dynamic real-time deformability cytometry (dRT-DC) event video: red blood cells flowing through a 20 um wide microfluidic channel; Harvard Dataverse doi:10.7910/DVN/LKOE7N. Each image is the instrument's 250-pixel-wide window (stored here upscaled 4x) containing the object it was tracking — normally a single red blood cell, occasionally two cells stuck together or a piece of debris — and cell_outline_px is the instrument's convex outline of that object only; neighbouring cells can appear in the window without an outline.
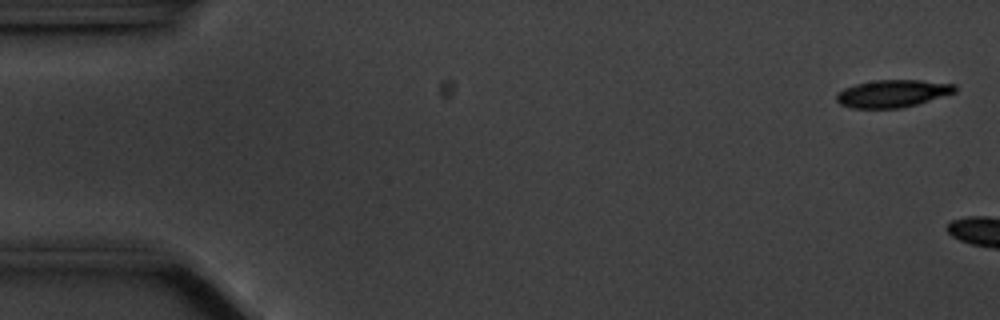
{"species": "common noctule bat (a hibernating species)", "species_latin": "Nyctalus noctula", "temperature_condition": "cold", "stored_images_in_passage": 5, "camera_frame_rate_fps": 3000, "um_per_image_px": 0.085, "animal": {"sex": "male", "body_mass_g": 20.1, "forearm_length_mm": 53.5}, "frame": {"image": 1, "passage_image": 2, "time_ms": 0.333, "image_size_px": [1000, 320], "cell_outline_px": [[956, 92], [916, 104], [900, 108], [852, 108], [840, 104], [836, 100], [836, 96], [844, 88], [856, 84], [876, 80], [920, 80], [956, 84]], "centroid_in_image_um": [75.87, 7.94], "position_along_channel_um": 9.1, "area_um2": 18.79}}